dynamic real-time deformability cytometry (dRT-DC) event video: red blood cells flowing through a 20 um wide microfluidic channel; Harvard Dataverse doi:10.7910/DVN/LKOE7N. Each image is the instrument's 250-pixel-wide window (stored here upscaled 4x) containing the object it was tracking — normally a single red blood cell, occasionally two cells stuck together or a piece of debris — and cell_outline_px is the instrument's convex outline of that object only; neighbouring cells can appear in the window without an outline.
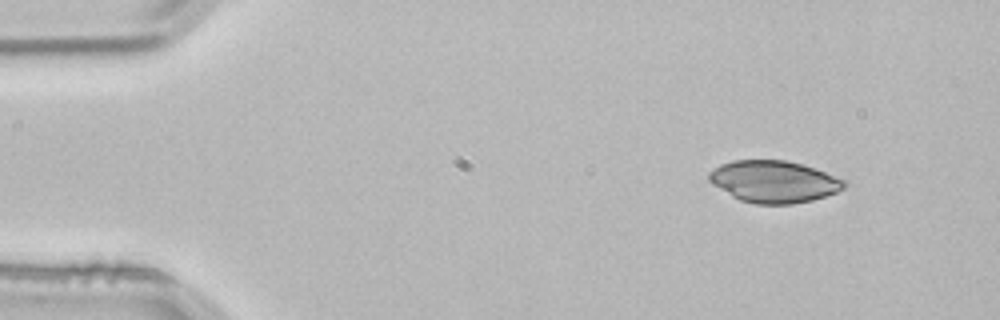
{"species": "common noctule bat (a hibernating species)", "species_latin": "Nyctalus noctula", "temperature_condition": "room temperature", "stored_images_in_passage": 3, "camera_frame_rate_fps": 3000, "um_per_image_px": 0.085, "animal": {"sex": "male", "body_mass_g": 21.5, "forearm_length_mm": 52.0}, "frame": {"image": 1, "passage_image": 1, "time_ms": 0.0, "image_size_px": [1000, 320], "cell_outline_px": [[848, 184], [844, 188], [836, 192], [812, 200], [792, 204], [756, 204], [740, 200], [732, 196], [712, 184], [708, 180], [708, 172], [720, 164], [732, 160], [784, 160], [816, 168], [848, 180]], "centroid_in_image_um": [65.79, 15.43], "position_along_channel_um": 19.2, "area_um2": 33.23}}